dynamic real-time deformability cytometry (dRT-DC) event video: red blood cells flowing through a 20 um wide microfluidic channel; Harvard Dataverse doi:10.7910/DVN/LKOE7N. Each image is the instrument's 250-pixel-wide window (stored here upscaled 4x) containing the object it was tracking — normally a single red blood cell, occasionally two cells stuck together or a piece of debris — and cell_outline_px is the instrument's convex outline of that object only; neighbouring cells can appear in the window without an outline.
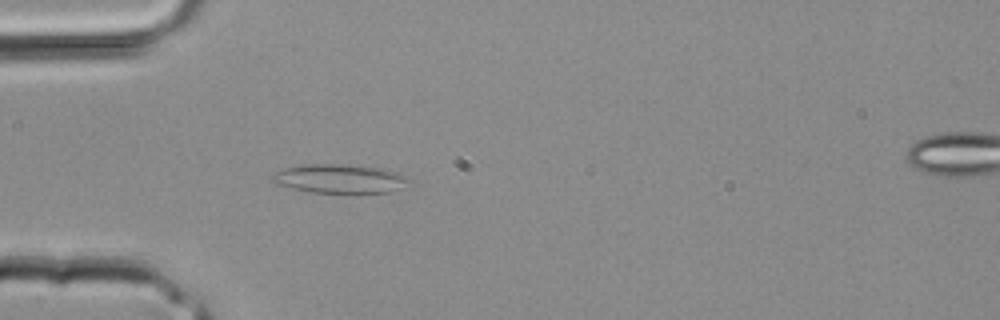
{"species": "common noctule bat (a hibernating species)", "species_latin": "Nyctalus noctula", "temperature_condition": "room temperature", "stored_images_in_passage": 3, "segment_of_instrument_passage": [1, 2], "camera_frame_rate_fps": 3000, "um_per_image_px": 0.085, "animal": {"sex": "male", "body_mass_g": 20.4}, "frame": {"image": 1, "passage_image": 2, "time_ms": 0.333, "image_size_px": [1000, 320], "cell_outline_px": [[412, 180], [392, 192], [312, 192], [292, 188], [276, 184], [272, 180], [272, 176], [280, 168], [300, 164], [344, 164], [380, 168], [396, 172], [408, 176]], "centroid_in_image_um": [28.84, 15.17], "position_along_channel_um": 56.2, "area_um2": 22.95}}